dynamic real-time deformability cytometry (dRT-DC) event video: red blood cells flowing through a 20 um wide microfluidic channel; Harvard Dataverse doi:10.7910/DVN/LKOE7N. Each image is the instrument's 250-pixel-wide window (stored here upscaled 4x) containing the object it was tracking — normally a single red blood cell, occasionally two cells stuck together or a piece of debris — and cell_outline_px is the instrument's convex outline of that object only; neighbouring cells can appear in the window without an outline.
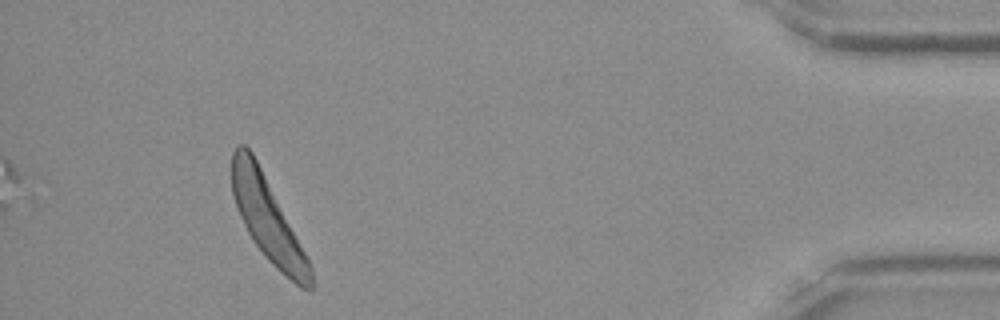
{"species": "Egyptian fruit bat (a non-hibernating species)", "species_latin": "Rousettus aegyptiacus", "temperature_condition": "room temperature", "stored_images_in_passage": 44, "segment_of_instrument_passage": [3, 3], "camera_frame_rate_fps": 3000, "um_per_image_px": 0.085, "frame": {"image": 1, "passage_image": 44, "time_ms": 14.333, "image_size_px": [1000, 320], "cell_outline_px": [[312, 288], [300, 288], [280, 272], [268, 260], [252, 240], [240, 216], [232, 192], [232, 152], [240, 144], [244, 144], [252, 152], [312, 264]], "centroid_in_image_um": [22.76, 18.66], "position_along_channel_um": 412.4, "area_um2": 37.51}}